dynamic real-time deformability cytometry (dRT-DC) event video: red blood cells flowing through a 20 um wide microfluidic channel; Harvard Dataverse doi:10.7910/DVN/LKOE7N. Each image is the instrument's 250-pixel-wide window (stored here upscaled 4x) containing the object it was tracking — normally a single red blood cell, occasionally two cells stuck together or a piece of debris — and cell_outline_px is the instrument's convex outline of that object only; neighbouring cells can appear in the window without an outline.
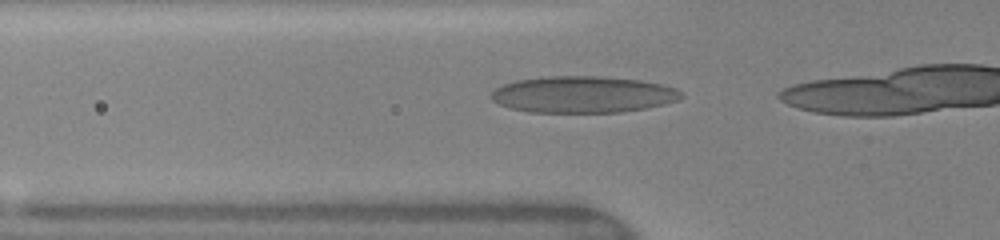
{"species": "human", "species_latin": "Homo sapiens", "temperature_condition": "warm", "stored_images_in_passage": 15, "camera_frame_rate_fps": 3000, "um_per_image_px": 0.085, "donor": {"sex": "female"}, "frame": {"image": 1, "passage_image": 11, "time_ms": 3.667, "image_size_px": [1000, 240], "cell_outline_px": [[684, 96], [680, 100], [664, 104], [644, 108], [620, 112], [528, 112], [508, 108], [492, 100], [488, 96], [496, 88], [504, 84], [516, 80], [548, 76], [600, 76], [640, 80], [660, 84], [676, 88]], "centroid_in_image_um": [49.53, 8.03], "position_along_channel_um": 76.3, "area_um2": 40.58}}